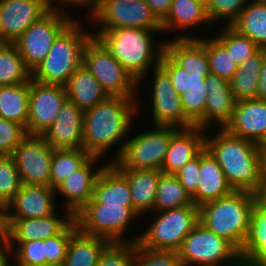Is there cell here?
Listing matches in <instances>:
<instances>
[{
  "label": "cell",
  "mask_w": 266,
  "mask_h": 266,
  "mask_svg": "<svg viewBox=\"0 0 266 266\" xmlns=\"http://www.w3.org/2000/svg\"><path fill=\"white\" fill-rule=\"evenodd\" d=\"M73 220L60 234L45 239L47 266H63L70 237L77 231Z\"/></svg>",
  "instance_id": "cell-42"
},
{
  "label": "cell",
  "mask_w": 266,
  "mask_h": 266,
  "mask_svg": "<svg viewBox=\"0 0 266 266\" xmlns=\"http://www.w3.org/2000/svg\"><path fill=\"white\" fill-rule=\"evenodd\" d=\"M257 145L262 156L266 152V134Z\"/></svg>",
  "instance_id": "cell-55"
},
{
  "label": "cell",
  "mask_w": 266,
  "mask_h": 266,
  "mask_svg": "<svg viewBox=\"0 0 266 266\" xmlns=\"http://www.w3.org/2000/svg\"><path fill=\"white\" fill-rule=\"evenodd\" d=\"M65 88L68 101L83 111L93 108L108 97L99 81L84 64L71 75Z\"/></svg>",
  "instance_id": "cell-30"
},
{
  "label": "cell",
  "mask_w": 266,
  "mask_h": 266,
  "mask_svg": "<svg viewBox=\"0 0 266 266\" xmlns=\"http://www.w3.org/2000/svg\"><path fill=\"white\" fill-rule=\"evenodd\" d=\"M159 65L169 74L175 91L181 97L186 117L195 125L204 116L207 93L205 79L208 75H190L165 52Z\"/></svg>",
  "instance_id": "cell-16"
},
{
  "label": "cell",
  "mask_w": 266,
  "mask_h": 266,
  "mask_svg": "<svg viewBox=\"0 0 266 266\" xmlns=\"http://www.w3.org/2000/svg\"><path fill=\"white\" fill-rule=\"evenodd\" d=\"M73 20L69 13L49 10L14 43L31 71L44 60L54 40Z\"/></svg>",
  "instance_id": "cell-11"
},
{
  "label": "cell",
  "mask_w": 266,
  "mask_h": 266,
  "mask_svg": "<svg viewBox=\"0 0 266 266\" xmlns=\"http://www.w3.org/2000/svg\"><path fill=\"white\" fill-rule=\"evenodd\" d=\"M153 31L139 28H115L94 32L114 58L141 83L149 69L160 64L165 42L154 44Z\"/></svg>",
  "instance_id": "cell-3"
},
{
  "label": "cell",
  "mask_w": 266,
  "mask_h": 266,
  "mask_svg": "<svg viewBox=\"0 0 266 266\" xmlns=\"http://www.w3.org/2000/svg\"><path fill=\"white\" fill-rule=\"evenodd\" d=\"M177 252L182 266H243L239 251L200 222L185 237Z\"/></svg>",
  "instance_id": "cell-8"
},
{
  "label": "cell",
  "mask_w": 266,
  "mask_h": 266,
  "mask_svg": "<svg viewBox=\"0 0 266 266\" xmlns=\"http://www.w3.org/2000/svg\"><path fill=\"white\" fill-rule=\"evenodd\" d=\"M265 49H260L255 55L238 65L237 71L229 81L233 96L237 101L256 99L259 74Z\"/></svg>",
  "instance_id": "cell-33"
},
{
  "label": "cell",
  "mask_w": 266,
  "mask_h": 266,
  "mask_svg": "<svg viewBox=\"0 0 266 266\" xmlns=\"http://www.w3.org/2000/svg\"><path fill=\"white\" fill-rule=\"evenodd\" d=\"M262 178H266V152L262 155Z\"/></svg>",
  "instance_id": "cell-56"
},
{
  "label": "cell",
  "mask_w": 266,
  "mask_h": 266,
  "mask_svg": "<svg viewBox=\"0 0 266 266\" xmlns=\"http://www.w3.org/2000/svg\"><path fill=\"white\" fill-rule=\"evenodd\" d=\"M134 266H182V263L177 251L154 250L136 242Z\"/></svg>",
  "instance_id": "cell-43"
},
{
  "label": "cell",
  "mask_w": 266,
  "mask_h": 266,
  "mask_svg": "<svg viewBox=\"0 0 266 266\" xmlns=\"http://www.w3.org/2000/svg\"><path fill=\"white\" fill-rule=\"evenodd\" d=\"M248 0H209L207 4V13L211 23L216 20H227L226 25L230 26L246 7Z\"/></svg>",
  "instance_id": "cell-46"
},
{
  "label": "cell",
  "mask_w": 266,
  "mask_h": 266,
  "mask_svg": "<svg viewBox=\"0 0 266 266\" xmlns=\"http://www.w3.org/2000/svg\"><path fill=\"white\" fill-rule=\"evenodd\" d=\"M65 213L64 219L59 218L56 213L42 218L10 219V243L45 240L60 234L74 220V216L70 212Z\"/></svg>",
  "instance_id": "cell-25"
},
{
  "label": "cell",
  "mask_w": 266,
  "mask_h": 266,
  "mask_svg": "<svg viewBox=\"0 0 266 266\" xmlns=\"http://www.w3.org/2000/svg\"><path fill=\"white\" fill-rule=\"evenodd\" d=\"M9 252V253H7ZM11 253L10 248L0 249V266H11L9 265L8 255Z\"/></svg>",
  "instance_id": "cell-54"
},
{
  "label": "cell",
  "mask_w": 266,
  "mask_h": 266,
  "mask_svg": "<svg viewBox=\"0 0 266 266\" xmlns=\"http://www.w3.org/2000/svg\"><path fill=\"white\" fill-rule=\"evenodd\" d=\"M137 102L136 98L108 96L84 111L82 148L90 156L102 158L132 130Z\"/></svg>",
  "instance_id": "cell-1"
},
{
  "label": "cell",
  "mask_w": 266,
  "mask_h": 266,
  "mask_svg": "<svg viewBox=\"0 0 266 266\" xmlns=\"http://www.w3.org/2000/svg\"><path fill=\"white\" fill-rule=\"evenodd\" d=\"M68 100L65 86L30 80L27 135L43 136Z\"/></svg>",
  "instance_id": "cell-13"
},
{
  "label": "cell",
  "mask_w": 266,
  "mask_h": 266,
  "mask_svg": "<svg viewBox=\"0 0 266 266\" xmlns=\"http://www.w3.org/2000/svg\"><path fill=\"white\" fill-rule=\"evenodd\" d=\"M17 244L14 252L16 265H47L45 240H35L24 243H10V250Z\"/></svg>",
  "instance_id": "cell-45"
},
{
  "label": "cell",
  "mask_w": 266,
  "mask_h": 266,
  "mask_svg": "<svg viewBox=\"0 0 266 266\" xmlns=\"http://www.w3.org/2000/svg\"><path fill=\"white\" fill-rule=\"evenodd\" d=\"M55 194L50 186L22 184L6 204L10 219L42 218L57 213Z\"/></svg>",
  "instance_id": "cell-19"
},
{
  "label": "cell",
  "mask_w": 266,
  "mask_h": 266,
  "mask_svg": "<svg viewBox=\"0 0 266 266\" xmlns=\"http://www.w3.org/2000/svg\"><path fill=\"white\" fill-rule=\"evenodd\" d=\"M205 83L207 85L205 112L195 126L208 130L210 124L218 123L221 125L218 129H224L232 118L236 103L229 81L210 73Z\"/></svg>",
  "instance_id": "cell-22"
},
{
  "label": "cell",
  "mask_w": 266,
  "mask_h": 266,
  "mask_svg": "<svg viewBox=\"0 0 266 266\" xmlns=\"http://www.w3.org/2000/svg\"><path fill=\"white\" fill-rule=\"evenodd\" d=\"M32 79L15 44L0 43V86L25 84Z\"/></svg>",
  "instance_id": "cell-36"
},
{
  "label": "cell",
  "mask_w": 266,
  "mask_h": 266,
  "mask_svg": "<svg viewBox=\"0 0 266 266\" xmlns=\"http://www.w3.org/2000/svg\"><path fill=\"white\" fill-rule=\"evenodd\" d=\"M256 201L266 207V178H262L259 188L255 192Z\"/></svg>",
  "instance_id": "cell-53"
},
{
  "label": "cell",
  "mask_w": 266,
  "mask_h": 266,
  "mask_svg": "<svg viewBox=\"0 0 266 266\" xmlns=\"http://www.w3.org/2000/svg\"><path fill=\"white\" fill-rule=\"evenodd\" d=\"M135 243H110L96 266H134Z\"/></svg>",
  "instance_id": "cell-44"
},
{
  "label": "cell",
  "mask_w": 266,
  "mask_h": 266,
  "mask_svg": "<svg viewBox=\"0 0 266 266\" xmlns=\"http://www.w3.org/2000/svg\"><path fill=\"white\" fill-rule=\"evenodd\" d=\"M155 127L154 130L138 133L119 145V149L110 163L117 169L161 171L171 136L179 128L162 125H156Z\"/></svg>",
  "instance_id": "cell-6"
},
{
  "label": "cell",
  "mask_w": 266,
  "mask_h": 266,
  "mask_svg": "<svg viewBox=\"0 0 266 266\" xmlns=\"http://www.w3.org/2000/svg\"><path fill=\"white\" fill-rule=\"evenodd\" d=\"M213 135L205 134V148L222 168L228 183L234 190L255 193L262 181V156L258 145L221 128Z\"/></svg>",
  "instance_id": "cell-2"
},
{
  "label": "cell",
  "mask_w": 266,
  "mask_h": 266,
  "mask_svg": "<svg viewBox=\"0 0 266 266\" xmlns=\"http://www.w3.org/2000/svg\"><path fill=\"white\" fill-rule=\"evenodd\" d=\"M91 156L83 149H54L51 159L50 187L56 188Z\"/></svg>",
  "instance_id": "cell-39"
},
{
  "label": "cell",
  "mask_w": 266,
  "mask_h": 266,
  "mask_svg": "<svg viewBox=\"0 0 266 266\" xmlns=\"http://www.w3.org/2000/svg\"><path fill=\"white\" fill-rule=\"evenodd\" d=\"M26 136L23 125L0 116V155H11Z\"/></svg>",
  "instance_id": "cell-47"
},
{
  "label": "cell",
  "mask_w": 266,
  "mask_h": 266,
  "mask_svg": "<svg viewBox=\"0 0 266 266\" xmlns=\"http://www.w3.org/2000/svg\"><path fill=\"white\" fill-rule=\"evenodd\" d=\"M82 28L74 19L57 36L48 55L32 71V79L63 86L68 83L71 75L83 64L85 45L93 36Z\"/></svg>",
  "instance_id": "cell-5"
},
{
  "label": "cell",
  "mask_w": 266,
  "mask_h": 266,
  "mask_svg": "<svg viewBox=\"0 0 266 266\" xmlns=\"http://www.w3.org/2000/svg\"><path fill=\"white\" fill-rule=\"evenodd\" d=\"M83 64L99 81L108 96L136 98L138 81L94 36L85 45Z\"/></svg>",
  "instance_id": "cell-10"
},
{
  "label": "cell",
  "mask_w": 266,
  "mask_h": 266,
  "mask_svg": "<svg viewBox=\"0 0 266 266\" xmlns=\"http://www.w3.org/2000/svg\"><path fill=\"white\" fill-rule=\"evenodd\" d=\"M233 190L216 159L204 148L200 152L198 187L191 196L194 205L199 207L204 203L226 196Z\"/></svg>",
  "instance_id": "cell-24"
},
{
  "label": "cell",
  "mask_w": 266,
  "mask_h": 266,
  "mask_svg": "<svg viewBox=\"0 0 266 266\" xmlns=\"http://www.w3.org/2000/svg\"><path fill=\"white\" fill-rule=\"evenodd\" d=\"M206 130L198 126L179 128L172 136L161 166L164 175H176L205 148Z\"/></svg>",
  "instance_id": "cell-23"
},
{
  "label": "cell",
  "mask_w": 266,
  "mask_h": 266,
  "mask_svg": "<svg viewBox=\"0 0 266 266\" xmlns=\"http://www.w3.org/2000/svg\"><path fill=\"white\" fill-rule=\"evenodd\" d=\"M184 206H196L192 197L174 175H162L158 182L153 211L159 212Z\"/></svg>",
  "instance_id": "cell-38"
},
{
  "label": "cell",
  "mask_w": 266,
  "mask_h": 266,
  "mask_svg": "<svg viewBox=\"0 0 266 266\" xmlns=\"http://www.w3.org/2000/svg\"><path fill=\"white\" fill-rule=\"evenodd\" d=\"M256 99L266 101V54L262 59Z\"/></svg>",
  "instance_id": "cell-52"
},
{
  "label": "cell",
  "mask_w": 266,
  "mask_h": 266,
  "mask_svg": "<svg viewBox=\"0 0 266 266\" xmlns=\"http://www.w3.org/2000/svg\"><path fill=\"white\" fill-rule=\"evenodd\" d=\"M243 266H266V207L255 202L246 241L239 252Z\"/></svg>",
  "instance_id": "cell-27"
},
{
  "label": "cell",
  "mask_w": 266,
  "mask_h": 266,
  "mask_svg": "<svg viewBox=\"0 0 266 266\" xmlns=\"http://www.w3.org/2000/svg\"><path fill=\"white\" fill-rule=\"evenodd\" d=\"M158 217L143 233L138 244L154 250L178 251L185 237L199 222V207L184 206L159 211Z\"/></svg>",
  "instance_id": "cell-9"
},
{
  "label": "cell",
  "mask_w": 266,
  "mask_h": 266,
  "mask_svg": "<svg viewBox=\"0 0 266 266\" xmlns=\"http://www.w3.org/2000/svg\"><path fill=\"white\" fill-rule=\"evenodd\" d=\"M97 25L96 32L115 28H139L162 30L161 22L153 14L145 0H100L91 15Z\"/></svg>",
  "instance_id": "cell-12"
},
{
  "label": "cell",
  "mask_w": 266,
  "mask_h": 266,
  "mask_svg": "<svg viewBox=\"0 0 266 266\" xmlns=\"http://www.w3.org/2000/svg\"><path fill=\"white\" fill-rule=\"evenodd\" d=\"M49 10L47 0H0V43L14 44Z\"/></svg>",
  "instance_id": "cell-17"
},
{
  "label": "cell",
  "mask_w": 266,
  "mask_h": 266,
  "mask_svg": "<svg viewBox=\"0 0 266 266\" xmlns=\"http://www.w3.org/2000/svg\"><path fill=\"white\" fill-rule=\"evenodd\" d=\"M84 111L66 101L51 127L44 133L45 141L53 149L82 148Z\"/></svg>",
  "instance_id": "cell-21"
},
{
  "label": "cell",
  "mask_w": 266,
  "mask_h": 266,
  "mask_svg": "<svg viewBox=\"0 0 266 266\" xmlns=\"http://www.w3.org/2000/svg\"><path fill=\"white\" fill-rule=\"evenodd\" d=\"M30 81L25 84L0 86V116L26 128Z\"/></svg>",
  "instance_id": "cell-35"
},
{
  "label": "cell",
  "mask_w": 266,
  "mask_h": 266,
  "mask_svg": "<svg viewBox=\"0 0 266 266\" xmlns=\"http://www.w3.org/2000/svg\"><path fill=\"white\" fill-rule=\"evenodd\" d=\"M152 83V119L156 125L190 128L195 126L185 115L181 97L175 91L169 74L160 66L154 67Z\"/></svg>",
  "instance_id": "cell-15"
},
{
  "label": "cell",
  "mask_w": 266,
  "mask_h": 266,
  "mask_svg": "<svg viewBox=\"0 0 266 266\" xmlns=\"http://www.w3.org/2000/svg\"><path fill=\"white\" fill-rule=\"evenodd\" d=\"M127 179L133 209L140 215L152 210L156 199L157 187L163 173L150 169H118Z\"/></svg>",
  "instance_id": "cell-28"
},
{
  "label": "cell",
  "mask_w": 266,
  "mask_h": 266,
  "mask_svg": "<svg viewBox=\"0 0 266 266\" xmlns=\"http://www.w3.org/2000/svg\"><path fill=\"white\" fill-rule=\"evenodd\" d=\"M173 0H145L156 18L162 22L168 15Z\"/></svg>",
  "instance_id": "cell-51"
},
{
  "label": "cell",
  "mask_w": 266,
  "mask_h": 266,
  "mask_svg": "<svg viewBox=\"0 0 266 266\" xmlns=\"http://www.w3.org/2000/svg\"><path fill=\"white\" fill-rule=\"evenodd\" d=\"M22 186L12 155H0V201L7 204Z\"/></svg>",
  "instance_id": "cell-41"
},
{
  "label": "cell",
  "mask_w": 266,
  "mask_h": 266,
  "mask_svg": "<svg viewBox=\"0 0 266 266\" xmlns=\"http://www.w3.org/2000/svg\"><path fill=\"white\" fill-rule=\"evenodd\" d=\"M165 42V53L190 75H209L205 48L196 39H174Z\"/></svg>",
  "instance_id": "cell-29"
},
{
  "label": "cell",
  "mask_w": 266,
  "mask_h": 266,
  "mask_svg": "<svg viewBox=\"0 0 266 266\" xmlns=\"http://www.w3.org/2000/svg\"><path fill=\"white\" fill-rule=\"evenodd\" d=\"M109 244L106 239L77 230L68 242L63 266H96L102 252Z\"/></svg>",
  "instance_id": "cell-32"
},
{
  "label": "cell",
  "mask_w": 266,
  "mask_h": 266,
  "mask_svg": "<svg viewBox=\"0 0 266 266\" xmlns=\"http://www.w3.org/2000/svg\"><path fill=\"white\" fill-rule=\"evenodd\" d=\"M140 215L133 206L98 203L93 197L74 215L77 229L87 235L100 237L110 243H136L140 235L124 237L129 223Z\"/></svg>",
  "instance_id": "cell-7"
},
{
  "label": "cell",
  "mask_w": 266,
  "mask_h": 266,
  "mask_svg": "<svg viewBox=\"0 0 266 266\" xmlns=\"http://www.w3.org/2000/svg\"><path fill=\"white\" fill-rule=\"evenodd\" d=\"M53 148L43 136L27 135L11 154L22 184L50 186Z\"/></svg>",
  "instance_id": "cell-14"
},
{
  "label": "cell",
  "mask_w": 266,
  "mask_h": 266,
  "mask_svg": "<svg viewBox=\"0 0 266 266\" xmlns=\"http://www.w3.org/2000/svg\"><path fill=\"white\" fill-rule=\"evenodd\" d=\"M12 266H47V265H12Z\"/></svg>",
  "instance_id": "cell-57"
},
{
  "label": "cell",
  "mask_w": 266,
  "mask_h": 266,
  "mask_svg": "<svg viewBox=\"0 0 266 266\" xmlns=\"http://www.w3.org/2000/svg\"><path fill=\"white\" fill-rule=\"evenodd\" d=\"M93 198L106 205L133 206L126 177L110 162L102 168L97 177Z\"/></svg>",
  "instance_id": "cell-26"
},
{
  "label": "cell",
  "mask_w": 266,
  "mask_h": 266,
  "mask_svg": "<svg viewBox=\"0 0 266 266\" xmlns=\"http://www.w3.org/2000/svg\"><path fill=\"white\" fill-rule=\"evenodd\" d=\"M162 32L212 25L207 4L202 0H173L167 17L161 22ZM199 25V26H198ZM173 28V29H172Z\"/></svg>",
  "instance_id": "cell-31"
},
{
  "label": "cell",
  "mask_w": 266,
  "mask_h": 266,
  "mask_svg": "<svg viewBox=\"0 0 266 266\" xmlns=\"http://www.w3.org/2000/svg\"><path fill=\"white\" fill-rule=\"evenodd\" d=\"M99 1L100 0H47V3H48V7H49V9L50 10H57V11H60V12H65V13H68V12H66V9H64L63 10V8H62V5H64V7H65V5H75V6H79V7H88L89 6V10H90V12H88L89 13V15L91 14H93V12L95 11V9H96V7H97V5H98V3H99ZM53 2H56V5H57V2L58 3H60L59 5H61V7H59L58 5H57V7H54L52 4H53Z\"/></svg>",
  "instance_id": "cell-50"
},
{
  "label": "cell",
  "mask_w": 266,
  "mask_h": 266,
  "mask_svg": "<svg viewBox=\"0 0 266 266\" xmlns=\"http://www.w3.org/2000/svg\"><path fill=\"white\" fill-rule=\"evenodd\" d=\"M176 39H196L206 50L209 62L210 73L219 78L230 81L237 71L238 64L234 62L227 50L213 38L193 37L186 34H181Z\"/></svg>",
  "instance_id": "cell-37"
},
{
  "label": "cell",
  "mask_w": 266,
  "mask_h": 266,
  "mask_svg": "<svg viewBox=\"0 0 266 266\" xmlns=\"http://www.w3.org/2000/svg\"><path fill=\"white\" fill-rule=\"evenodd\" d=\"M221 31V35L215 38L238 65L255 55L261 48L248 37L239 34L231 26Z\"/></svg>",
  "instance_id": "cell-40"
},
{
  "label": "cell",
  "mask_w": 266,
  "mask_h": 266,
  "mask_svg": "<svg viewBox=\"0 0 266 266\" xmlns=\"http://www.w3.org/2000/svg\"><path fill=\"white\" fill-rule=\"evenodd\" d=\"M224 129L230 135L258 144L266 134V101L258 99L237 101L232 118Z\"/></svg>",
  "instance_id": "cell-20"
},
{
  "label": "cell",
  "mask_w": 266,
  "mask_h": 266,
  "mask_svg": "<svg viewBox=\"0 0 266 266\" xmlns=\"http://www.w3.org/2000/svg\"><path fill=\"white\" fill-rule=\"evenodd\" d=\"M100 158L91 156L80 168L67 176L56 188L55 192L64 196L66 212L73 216L80 211L93 197L94 185L103 166L93 169ZM95 170V171H94Z\"/></svg>",
  "instance_id": "cell-18"
},
{
  "label": "cell",
  "mask_w": 266,
  "mask_h": 266,
  "mask_svg": "<svg viewBox=\"0 0 266 266\" xmlns=\"http://www.w3.org/2000/svg\"><path fill=\"white\" fill-rule=\"evenodd\" d=\"M255 202V193L233 190L226 196L199 206V222L225 238L240 252L249 232Z\"/></svg>",
  "instance_id": "cell-4"
},
{
  "label": "cell",
  "mask_w": 266,
  "mask_h": 266,
  "mask_svg": "<svg viewBox=\"0 0 266 266\" xmlns=\"http://www.w3.org/2000/svg\"><path fill=\"white\" fill-rule=\"evenodd\" d=\"M127 3L129 2V3H131V2H133L134 0H125Z\"/></svg>",
  "instance_id": "cell-58"
},
{
  "label": "cell",
  "mask_w": 266,
  "mask_h": 266,
  "mask_svg": "<svg viewBox=\"0 0 266 266\" xmlns=\"http://www.w3.org/2000/svg\"><path fill=\"white\" fill-rule=\"evenodd\" d=\"M200 168V153L186 163L181 170L175 175L180 184L184 186L187 192L192 196L198 187Z\"/></svg>",
  "instance_id": "cell-48"
},
{
  "label": "cell",
  "mask_w": 266,
  "mask_h": 266,
  "mask_svg": "<svg viewBox=\"0 0 266 266\" xmlns=\"http://www.w3.org/2000/svg\"><path fill=\"white\" fill-rule=\"evenodd\" d=\"M251 1L230 26L266 50V2Z\"/></svg>",
  "instance_id": "cell-34"
},
{
  "label": "cell",
  "mask_w": 266,
  "mask_h": 266,
  "mask_svg": "<svg viewBox=\"0 0 266 266\" xmlns=\"http://www.w3.org/2000/svg\"><path fill=\"white\" fill-rule=\"evenodd\" d=\"M11 222L5 204L0 205V249L10 248Z\"/></svg>",
  "instance_id": "cell-49"
}]
</instances>
